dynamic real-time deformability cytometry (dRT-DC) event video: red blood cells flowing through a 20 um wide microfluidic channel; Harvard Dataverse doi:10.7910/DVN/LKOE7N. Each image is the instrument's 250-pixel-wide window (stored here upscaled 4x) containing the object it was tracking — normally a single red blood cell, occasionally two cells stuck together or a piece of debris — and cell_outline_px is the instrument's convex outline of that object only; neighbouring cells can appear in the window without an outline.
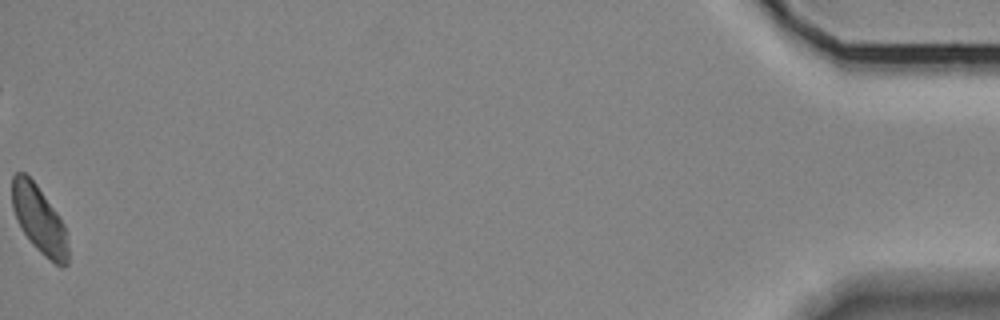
{"species": "Egyptian fruit bat (a non-hibernating species)", "species_latin": "Rousettus aegyptiacus", "temperature_condition": "room temperature", "stored_images_in_passage": 39, "camera_frame_rate_fps": 3000, "um_per_image_px": 0.085, "animal": {"sex": "female"}, "frame": {"image": 1, "passage_image": 39, "time_ms": 12.667, "image_size_px": [1000, 320], "cell_outline_px": [[68, 264], [64, 268], [60, 268], [44, 256], [32, 244], [24, 232], [12, 208], [12, 176], [16, 172], [24, 172], [36, 184], [56, 212], [64, 224], [68, 244]], "centroid_in_image_um": [3.35, 18.7], "position_along_channel_um": 431.9, "area_um2": 21.85}}